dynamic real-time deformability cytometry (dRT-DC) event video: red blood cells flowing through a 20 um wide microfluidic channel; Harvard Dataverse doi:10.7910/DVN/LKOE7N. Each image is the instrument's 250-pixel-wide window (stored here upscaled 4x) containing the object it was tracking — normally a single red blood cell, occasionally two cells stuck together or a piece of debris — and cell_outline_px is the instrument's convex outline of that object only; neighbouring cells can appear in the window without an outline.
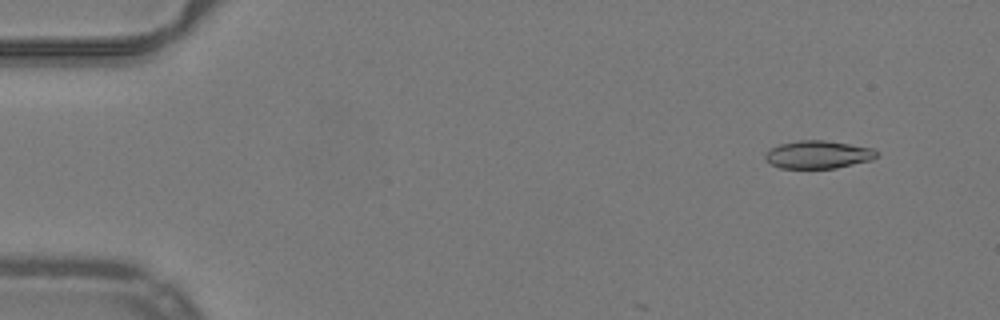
{"species": "common noctule bat (a hibernating species)", "species_latin": "Nyctalus noctula", "temperature_condition": "warm", "stored_images_in_passage": 8, "camera_frame_rate_fps": 3000, "um_per_image_px": 0.085, "animal": {"sex": "male", "body_mass_g": 19.2, "forearm_length_mm": 51.8}, "frame": {"image": 1, "passage_image": 3, "time_ms": 0.667, "image_size_px": [1000, 320], "cell_outline_px": [[876, 156], [872, 160], [836, 168], [780, 168], [764, 160], [764, 156], [772, 148], [780, 144], [800, 140], [824, 140], [872, 148], [876, 152]], "centroid_in_image_um": [69.52, 13.14], "position_along_channel_um": 15.5, "area_um2": 17.86}}